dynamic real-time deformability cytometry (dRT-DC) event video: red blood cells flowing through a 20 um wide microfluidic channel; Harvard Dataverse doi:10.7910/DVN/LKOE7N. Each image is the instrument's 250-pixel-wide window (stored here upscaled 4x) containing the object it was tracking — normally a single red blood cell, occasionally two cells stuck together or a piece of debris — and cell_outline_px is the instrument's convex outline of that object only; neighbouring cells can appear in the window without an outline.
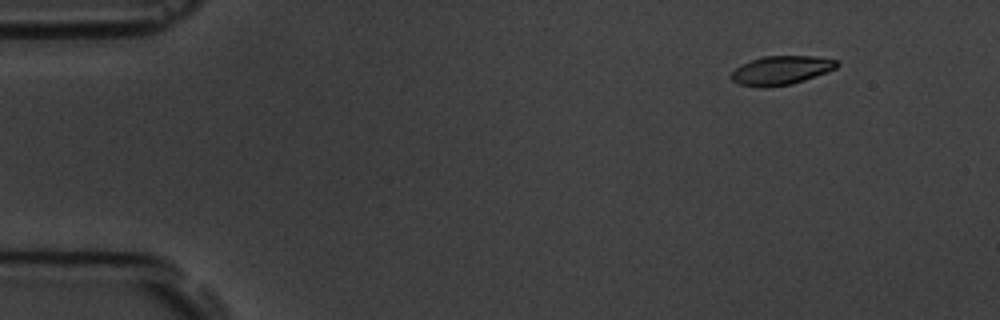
{"species": "common noctule bat (a hibernating species)", "species_latin": "Nyctalus noctula", "temperature_condition": "room temperature", "stored_images_in_passage": 5, "camera_frame_rate_fps": 3000, "um_per_image_px": 0.085, "animal": {"sex": "male", "body_mass_g": 19.5, "forearm_length_mm": 54.6}, "frame": {"image": 1, "passage_image": 1, "time_ms": 0.0, "image_size_px": [1000, 320], "cell_outline_px": [[840, 64], [836, 68], [804, 80], [792, 84], [764, 88], [740, 84], [732, 80], [728, 76], [736, 68], [752, 60], [764, 56], [812, 56], [836, 60]], "centroid_in_image_um": [66.38, 5.98], "position_along_channel_um": 18.6, "area_um2": 17.57}}
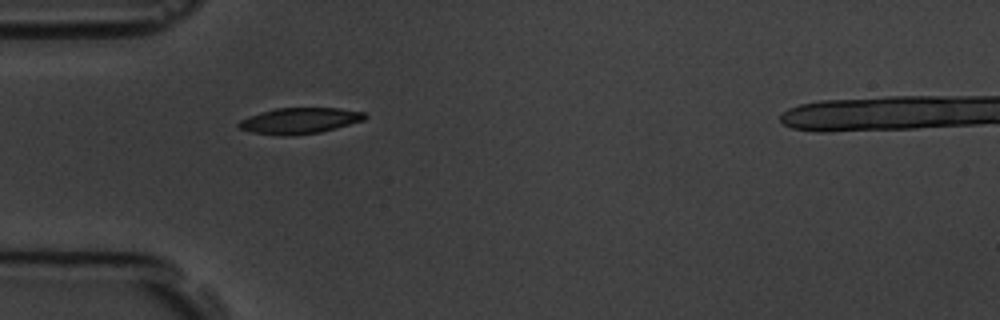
{"frame": {"image": 2, "passage_image": 4, "time_ms": 3.667, "image_size_px": [1000, 320], "cell_outline_px": [[368, 116], [364, 120], [320, 132], [292, 136], [252, 132], [240, 128], [236, 124], [240, 120], [248, 116], [260, 112], [276, 108], [340, 108], [364, 112]], "centroid_in_image_um": [25.47, 10.25], "position_along_channel_um": 59.5, "area_um2": 18.96}}
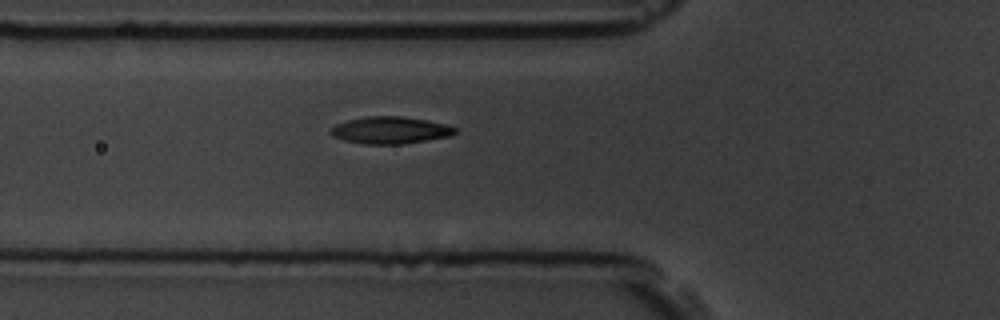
{"frame": {"image": 3, "passage_image": 5, "time_ms": 4.667, "image_size_px": [1000, 320], "cell_outline_px": [[456, 132], [452, 136], [400, 144], [364, 144], [344, 140], [332, 136], [328, 132], [336, 124], [348, 120], [368, 116], [400, 116], [424, 120], [444, 124], [456, 128]], "centroid_in_image_um": [33.14, 11.07], "position_along_channel_um": 92.7, "area_um2": 19.42}}